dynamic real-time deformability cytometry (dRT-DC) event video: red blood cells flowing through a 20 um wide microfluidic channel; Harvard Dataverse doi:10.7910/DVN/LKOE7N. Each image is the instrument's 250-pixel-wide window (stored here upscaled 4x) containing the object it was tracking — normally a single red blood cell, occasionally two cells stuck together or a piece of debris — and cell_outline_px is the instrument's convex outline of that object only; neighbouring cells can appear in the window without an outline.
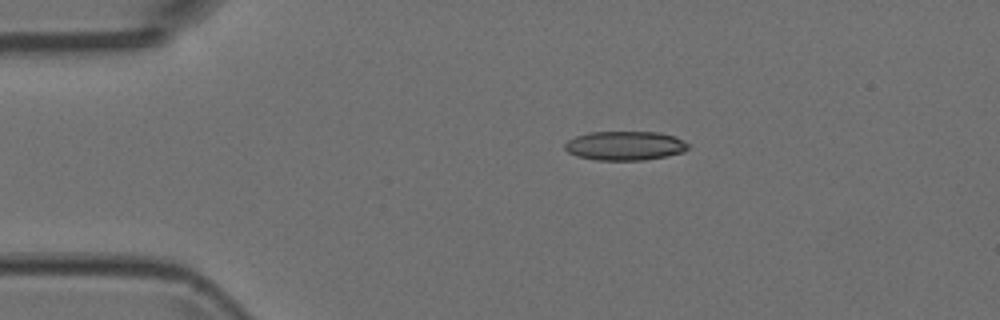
{"species": "Egyptian fruit bat (a non-hibernating species)", "species_latin": "Rousettus aegyptiacus", "temperature_condition": "room temperature", "stored_images_in_passage": 4, "camera_frame_rate_fps": 3000, "um_per_image_px": 0.085, "animal": {"sex": "female"}, "frame": {"image": 1, "passage_image": 1, "time_ms": 0.0, "image_size_px": [1000, 320], "cell_outline_px": [[688, 148], [684, 152], [644, 160], [596, 160], [576, 156], [568, 152], [564, 148], [564, 144], [568, 140], [576, 136], [588, 132], [656, 132], [676, 136], [688, 144]], "centroid_in_image_um": [53.1, 12.38], "position_along_channel_um": 31.9, "area_um2": 20.92}}
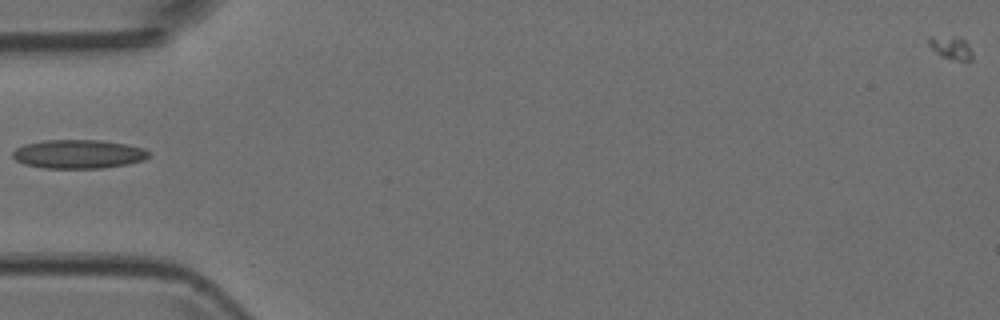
{"frame": {"image": 2, "passage_image": 3, "time_ms": 0.667, "image_size_px": [1000, 320], "cell_outline_px": [[148, 156], [144, 160], [128, 164], [104, 168], [44, 168], [24, 164], [16, 160], [12, 156], [12, 152], [16, 148], [24, 144], [44, 140], [100, 140], [124, 144], [144, 148], [148, 152]], "centroid_in_image_um": [6.64, 13.1], "position_along_channel_um": 78.4, "area_um2": 22.83}}
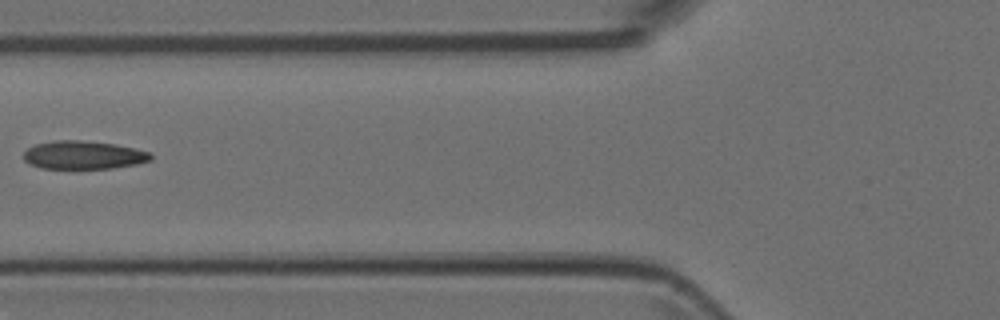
{"frame": {"image": 3, "passage_image": 4, "time_ms": 1.0, "image_size_px": [1000, 320], "cell_outline_px": [[152, 160], [136, 164], [112, 168], [40, 168], [28, 164], [24, 160], [24, 152], [28, 148], [36, 144], [56, 140], [80, 140], [116, 144], [136, 148], [148, 152], [152, 156]], "centroid_in_image_um": [7.09, 13.17], "position_along_channel_um": 118.7, "area_um2": 20.92}}